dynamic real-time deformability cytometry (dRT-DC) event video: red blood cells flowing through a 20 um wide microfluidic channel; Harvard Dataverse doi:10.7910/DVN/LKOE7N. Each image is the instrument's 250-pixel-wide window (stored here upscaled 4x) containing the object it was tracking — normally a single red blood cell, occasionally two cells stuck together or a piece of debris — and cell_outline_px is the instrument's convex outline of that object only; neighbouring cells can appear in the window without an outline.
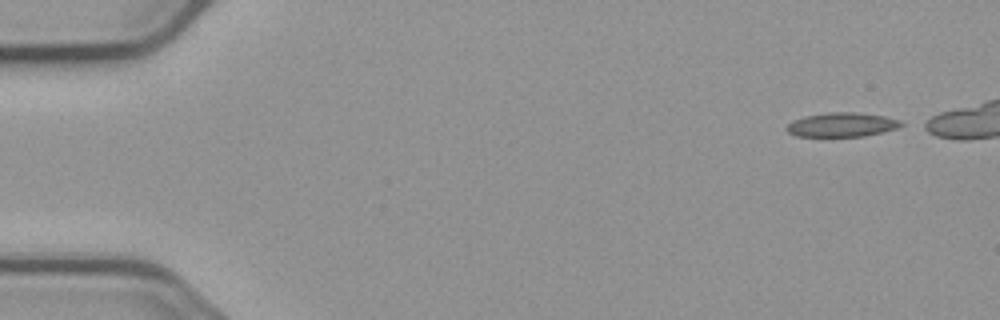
{"species": "common noctule bat (a hibernating species)", "species_latin": "Nyctalus noctula", "temperature_condition": "cold", "stored_images_in_passage": 5, "camera_frame_rate_fps": 3000, "um_per_image_px": 0.085, "animal": {"sex": "male", "body_mass_g": 23.1, "forearm_length_mm": 52.7}, "frame": {"image": 1, "passage_image": 1, "time_ms": 0.0, "image_size_px": [1000, 320], "cell_outline_px": [[904, 124], [896, 128], [864, 136], [796, 136], [788, 132], [784, 128], [792, 120], [804, 116], [828, 112], [856, 112], [884, 116], [900, 120]], "centroid_in_image_um": [71.51, 10.59], "position_along_channel_um": 13.5, "area_um2": 16.07}}